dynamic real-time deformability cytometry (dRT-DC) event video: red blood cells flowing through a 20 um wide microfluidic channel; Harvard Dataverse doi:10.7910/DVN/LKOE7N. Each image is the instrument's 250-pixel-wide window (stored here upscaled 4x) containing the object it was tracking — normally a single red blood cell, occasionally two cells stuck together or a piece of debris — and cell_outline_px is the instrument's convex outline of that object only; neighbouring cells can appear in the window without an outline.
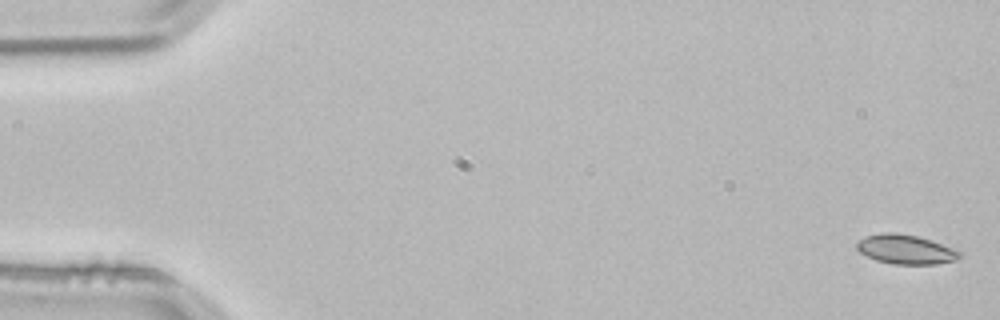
{"species": "common noctule bat (a hibernating species)", "species_latin": "Nyctalus noctula", "temperature_condition": "room temperature", "stored_images_in_passage": 4, "camera_frame_rate_fps": 3000, "um_per_image_px": 0.085, "animal": {"sex": "male", "body_mass_g": 21.5, "forearm_length_mm": 52.0}, "frame": {"image": 1, "passage_image": 1, "time_ms": 0.0, "image_size_px": [1000, 320], "cell_outline_px": [[960, 256], [956, 260], [936, 264], [892, 264], [876, 260], [860, 252], [856, 248], [856, 244], [864, 236], [880, 232], [896, 232], [916, 236], [932, 240], [952, 248], [960, 252]], "centroid_in_image_um": [76.95, 21.19], "position_along_channel_um": 8.1, "area_um2": 17.57}}